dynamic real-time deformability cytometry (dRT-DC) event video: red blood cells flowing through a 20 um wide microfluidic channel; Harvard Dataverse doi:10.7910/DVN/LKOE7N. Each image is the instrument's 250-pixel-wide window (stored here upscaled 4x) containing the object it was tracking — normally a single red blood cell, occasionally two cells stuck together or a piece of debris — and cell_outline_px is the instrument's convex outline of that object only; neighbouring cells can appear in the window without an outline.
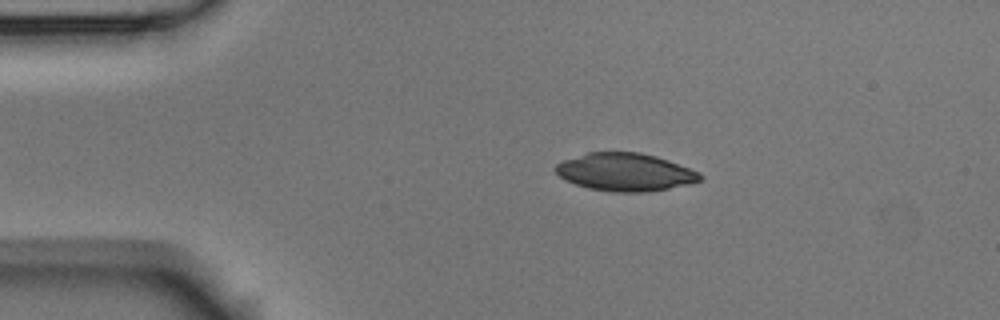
{"species": "Egyptian fruit bat (a non-hibernating species)", "species_latin": "Rousettus aegyptiacus", "temperature_condition": "room temperature", "stored_images_in_passage": 3, "camera_frame_rate_fps": 3000, "um_per_image_px": 0.085, "animal": {"sex": "male"}, "frame": {"image": 1, "passage_image": 2, "time_ms": 1.0, "image_size_px": [1000, 320], "cell_outline_px": [[704, 176], [700, 180], [688, 184], [648, 192], [612, 192], [588, 188], [564, 180], [556, 172], [556, 164], [564, 160], [588, 152], [640, 152], [656, 156], [668, 160], [700, 172]], "centroid_in_image_um": [53.15, 14.63], "position_along_channel_um": 31.9, "area_um2": 31.79}}